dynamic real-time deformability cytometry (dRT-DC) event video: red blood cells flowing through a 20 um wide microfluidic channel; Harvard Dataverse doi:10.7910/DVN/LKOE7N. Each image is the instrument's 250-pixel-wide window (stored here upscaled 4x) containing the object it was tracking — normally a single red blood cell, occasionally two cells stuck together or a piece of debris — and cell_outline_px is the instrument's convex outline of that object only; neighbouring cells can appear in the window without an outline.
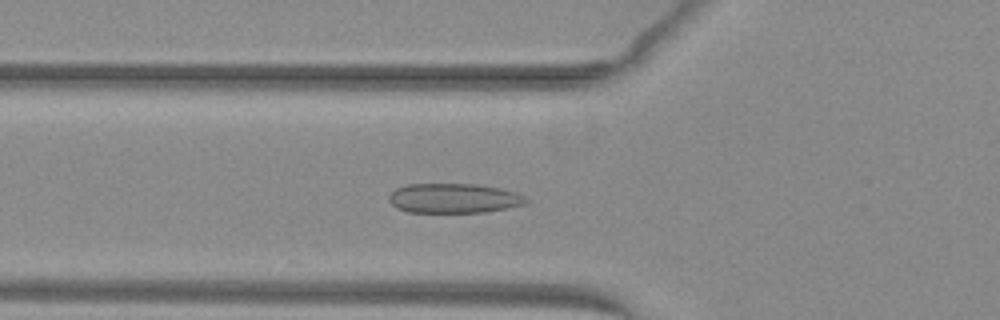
{"species": "common noctule bat (a hibernating species)", "species_latin": "Nyctalus noctula", "temperature_condition": "warm", "stored_images_in_passage": 52, "camera_frame_rate_fps": 3000, "um_per_image_px": 0.085, "animal": {"sex": "female", "body_mass_g": 29.2, "forearm_length_mm": 56.3}, "frame": {"image": 1, "passage_image": 20, "time_ms": 6.333, "image_size_px": [1000, 320], "cell_outline_px": [[528, 200], [524, 204], [508, 208], [484, 212], [408, 212], [396, 208], [388, 200], [388, 196], [396, 188], [408, 184], [476, 184], [500, 188], [516, 192], [524, 196]], "centroid_in_image_um": [38.56, 16.85], "position_along_channel_um": 87.2, "area_um2": 23.7}}
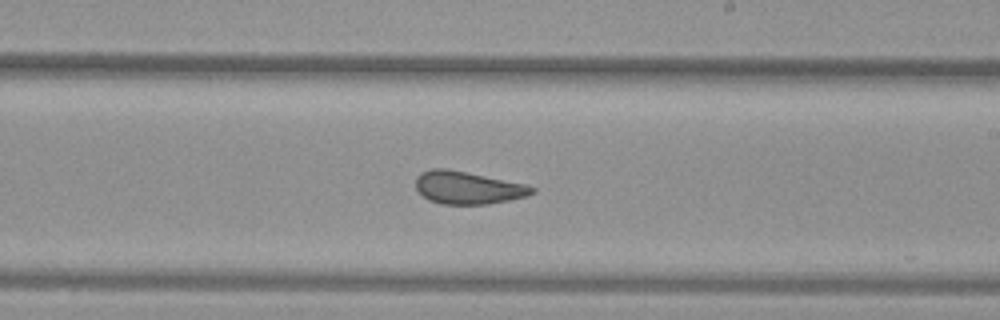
{"frame": {"image": 2, "passage_image": 32, "time_ms": 10.333, "image_size_px": [1000, 320], "cell_outline_px": [[536, 192], [528, 196], [488, 204], [440, 204], [428, 200], [420, 196], [416, 192], [416, 176], [420, 172], [432, 168], [448, 168], [528, 184], [536, 188]], "centroid_in_image_um": [39.74, 15.95], "position_along_channel_um": 249.3, "area_um2": 22.66}}
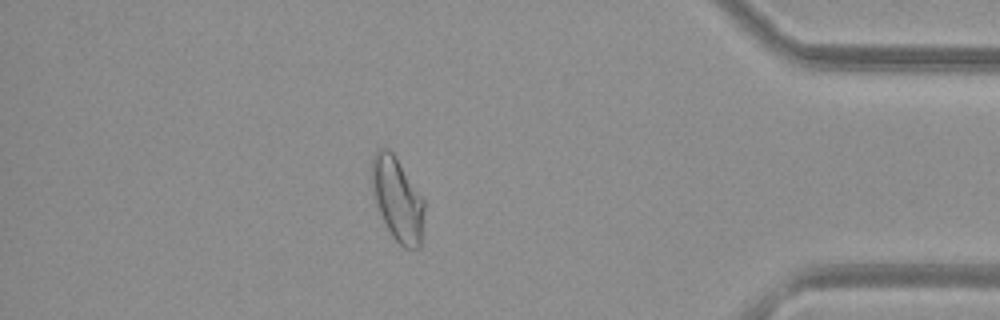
{"frame": {"image": 3, "passage_image": 46, "time_ms": 15.0, "image_size_px": [1000, 320], "cell_outline_px": [[424, 212], [420, 248], [404, 248], [392, 236], [380, 212], [372, 192], [372, 156], [376, 148], [388, 148], [396, 156], [424, 200]], "centroid_in_image_um": [33.78, 16.9], "position_along_channel_um": 401.4, "area_um2": 25.37}, "authors_computed_cell_mechanics": {"area_um2": 24.7384, "velocity_mm_per_s": 4.036, "shape_relaxation_time_tau1_ms": 5.9943, "shape_relaxation_time_tau2_ms": 0.9741, "deformation_change_tau1": 0.1368, "deformation_change_tau2": 0.0699}}